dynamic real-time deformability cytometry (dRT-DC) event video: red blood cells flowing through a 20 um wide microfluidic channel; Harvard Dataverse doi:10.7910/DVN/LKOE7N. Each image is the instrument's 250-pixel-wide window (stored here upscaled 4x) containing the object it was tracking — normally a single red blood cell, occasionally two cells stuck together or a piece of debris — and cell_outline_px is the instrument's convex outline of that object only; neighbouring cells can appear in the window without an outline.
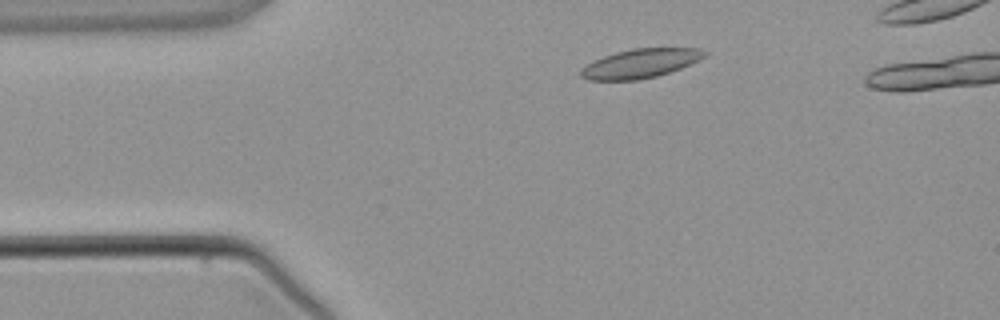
{"species": "common noctule bat (a hibernating species)", "species_latin": "Nyctalus noctula", "temperature_condition": "warm", "stored_images_in_passage": 3, "camera_frame_rate_fps": 3000, "um_per_image_px": 0.085, "animal": {"sex": "male", "body_mass_g": 21.5, "forearm_length_mm": 52.0}, "frame": {"image": 1, "passage_image": 1, "time_ms": 0.0, "image_size_px": [1000, 320], "cell_outline_px": [[708, 52], [704, 56], [680, 68], [656, 76], [636, 80], [588, 80], [580, 76], [580, 68], [604, 56], [616, 52], [632, 48], [700, 48]], "centroid_in_image_um": [54.39, 5.39], "position_along_channel_um": 30.6, "area_um2": 20.63}}